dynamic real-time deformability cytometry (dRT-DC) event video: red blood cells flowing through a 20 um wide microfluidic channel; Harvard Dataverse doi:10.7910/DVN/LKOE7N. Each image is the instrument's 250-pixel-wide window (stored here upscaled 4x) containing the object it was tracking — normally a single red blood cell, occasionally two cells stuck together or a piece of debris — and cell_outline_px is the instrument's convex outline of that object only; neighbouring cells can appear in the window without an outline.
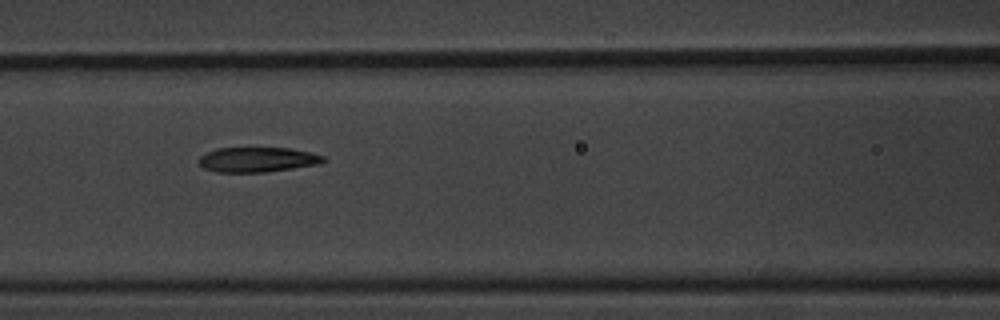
{"species": "common noctule bat (a hibernating species)", "species_latin": "Nyctalus noctula", "temperature_condition": "warm", "stored_images_in_passage": 9, "camera_frame_rate_fps": 3000, "um_per_image_px": 0.085, "animal": {"sex": "male", "body_mass_g": 20.1, "forearm_length_mm": 53.5}, "frame": {"image": 1, "passage_image": 6, "time_ms": 1.667, "image_size_px": [1000, 320], "cell_outline_px": [[328, 160], [320, 164], [264, 172], [216, 172], [204, 168], [196, 160], [200, 156], [216, 148], [288, 148], [308, 152], [324, 156]], "centroid_in_image_um": [21.87, 13.57], "position_along_channel_um": 144.7, "area_um2": 18.03}}
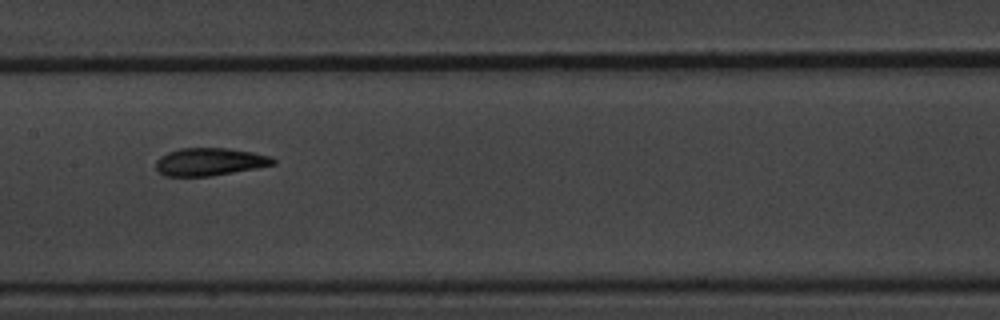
{"frame": {"image": 2, "passage_image": 7, "time_ms": 2.0, "image_size_px": [1000, 320], "cell_outline_px": [[276, 164], [256, 168], [212, 176], [164, 176], [156, 168], [156, 160], [160, 156], [168, 152], [180, 148], [228, 148], [252, 152], [272, 156], [276, 160]], "centroid_in_image_um": [17.84, 13.75], "position_along_channel_um": 189.6, "area_um2": 19.02}}
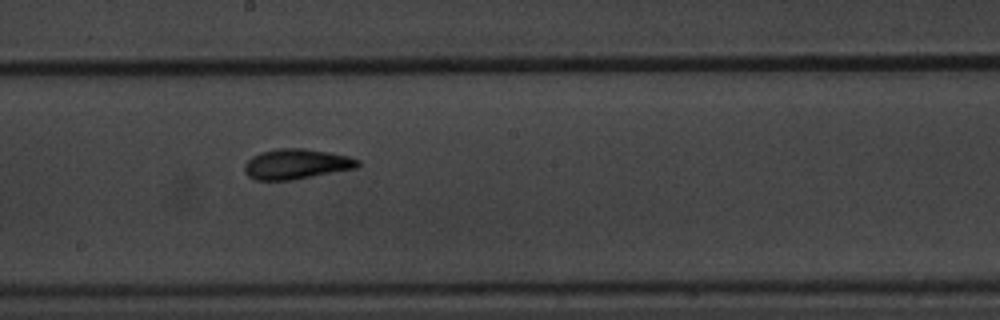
{"frame": {"image": 3, "passage_image": 8, "time_ms": 2.333, "image_size_px": [1000, 320], "cell_outline_px": [[360, 164], [356, 168], [292, 180], [256, 180], [248, 176], [244, 172], [244, 164], [252, 156], [260, 152], [276, 148], [304, 148], [328, 152], [348, 156], [360, 160]], "centroid_in_image_um": [25.16, 13.94], "position_along_channel_um": 223.0, "area_um2": 20.0}}